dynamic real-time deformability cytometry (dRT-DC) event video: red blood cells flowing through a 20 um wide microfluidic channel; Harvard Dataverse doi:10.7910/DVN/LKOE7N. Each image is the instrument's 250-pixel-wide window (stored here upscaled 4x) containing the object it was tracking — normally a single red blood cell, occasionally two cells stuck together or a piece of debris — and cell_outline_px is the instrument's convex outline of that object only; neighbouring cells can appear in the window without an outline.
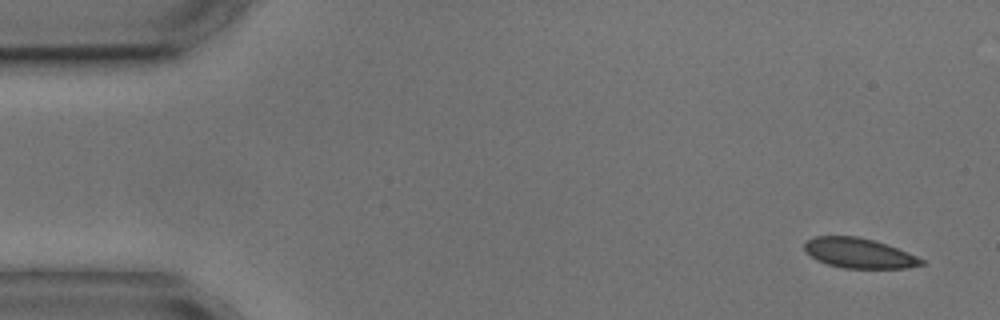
{"species": "common noctule bat (a hibernating species)", "species_latin": "Nyctalus noctula", "temperature_condition": "cold", "stored_images_in_passage": 4, "camera_frame_rate_fps": 3000, "um_per_image_px": 0.085, "animal": {"sex": "male", "body_mass_g": 17.9, "forearm_length_mm": 54.2}, "frame": {"image": 1, "passage_image": 1, "time_ms": 0.0, "image_size_px": [1000, 320], "cell_outline_px": [[924, 264], [908, 268], [844, 268], [828, 264], [816, 260], [804, 248], [804, 244], [808, 240], [816, 236], [856, 236], [872, 240], [908, 252], [924, 260]], "centroid_in_image_um": [73.02, 21.52], "position_along_channel_um": 12.0, "area_um2": 20.11}}
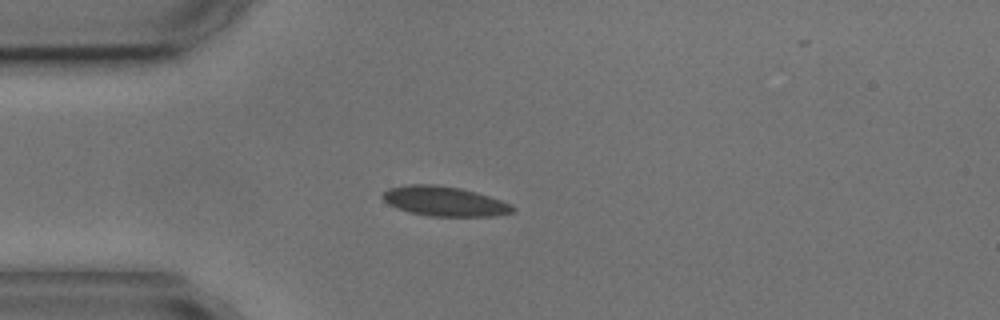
{"frame": {"image": 2, "passage_image": 4, "time_ms": 3.667, "image_size_px": [1000, 320], "cell_outline_px": [[516, 212], [492, 216], [428, 216], [408, 212], [396, 208], [388, 204], [380, 196], [388, 188], [408, 184], [436, 184], [460, 188], [476, 192], [512, 204], [516, 208]], "centroid_in_image_um": [37.76, 17.11], "position_along_channel_um": 47.2, "area_um2": 22.72}}